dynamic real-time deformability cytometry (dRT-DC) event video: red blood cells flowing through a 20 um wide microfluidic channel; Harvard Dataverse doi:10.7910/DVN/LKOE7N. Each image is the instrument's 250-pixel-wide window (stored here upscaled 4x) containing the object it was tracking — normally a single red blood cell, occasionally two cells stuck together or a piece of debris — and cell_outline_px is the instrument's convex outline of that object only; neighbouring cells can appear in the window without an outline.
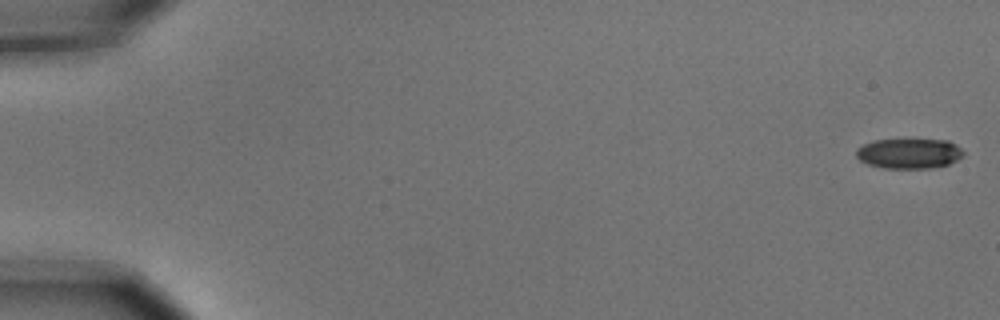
{"species": "common noctule bat (a hibernating species)", "species_latin": "Nyctalus noctula", "temperature_condition": "cold", "stored_images_in_passage": 6, "camera_frame_rate_fps": 3000, "um_per_image_px": 0.085, "animal": {"sex": "male", "body_mass_g": 15.6}, "frame": {"image": 1, "passage_image": 1, "time_ms": 0.0, "image_size_px": [1000, 320], "cell_outline_px": [[964, 156], [948, 164], [932, 168], [884, 168], [868, 164], [860, 160], [856, 156], [856, 148], [872, 140], [948, 140], [956, 144], [964, 152]], "centroid_in_image_um": [77.27, 13.04], "position_along_channel_um": 7.7, "area_um2": 18.79}}
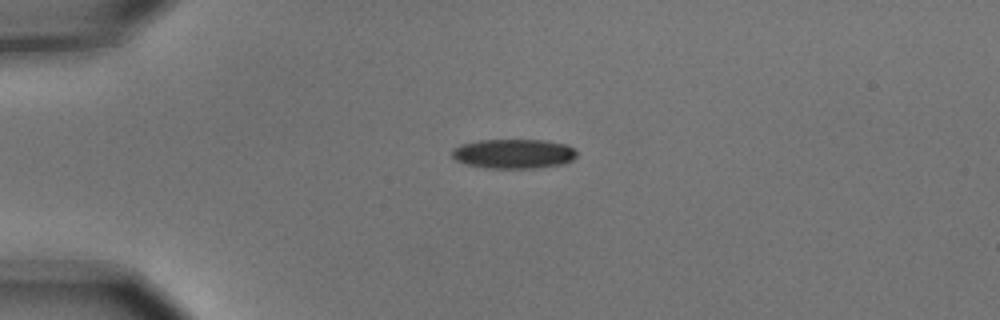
{"frame": {"image": 2, "passage_image": 4, "time_ms": 1.0, "image_size_px": [1000, 320], "cell_outline_px": [[576, 156], [572, 160], [560, 164], [536, 168], [484, 168], [468, 164], [456, 160], [452, 156], [452, 148], [460, 144], [480, 140], [544, 140], [568, 144], [576, 152]], "centroid_in_image_um": [43.64, 13.06], "position_along_channel_um": 41.4, "area_um2": 21.44}}
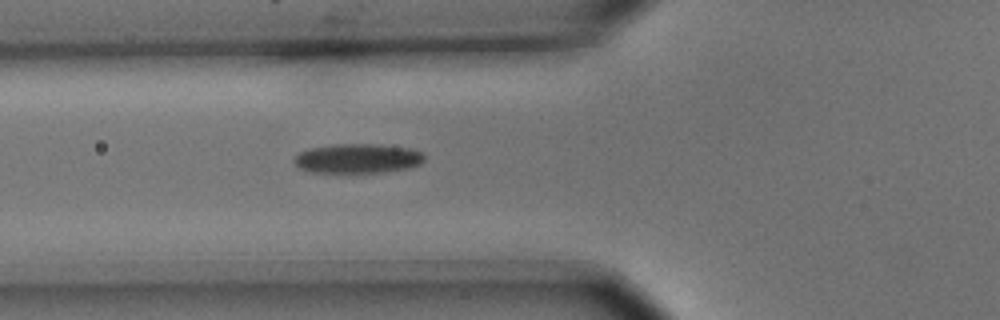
{"frame": {"image": 3, "passage_image": 6, "time_ms": 1.667, "image_size_px": [1000, 320], "cell_outline_px": [[424, 160], [420, 164], [412, 168], [384, 172], [312, 172], [300, 168], [292, 160], [300, 152], [308, 148], [332, 144], [376, 144], [412, 148], [424, 152]], "centroid_in_image_um": [30.45, 13.46], "position_along_channel_um": 95.4, "area_um2": 22.6}}